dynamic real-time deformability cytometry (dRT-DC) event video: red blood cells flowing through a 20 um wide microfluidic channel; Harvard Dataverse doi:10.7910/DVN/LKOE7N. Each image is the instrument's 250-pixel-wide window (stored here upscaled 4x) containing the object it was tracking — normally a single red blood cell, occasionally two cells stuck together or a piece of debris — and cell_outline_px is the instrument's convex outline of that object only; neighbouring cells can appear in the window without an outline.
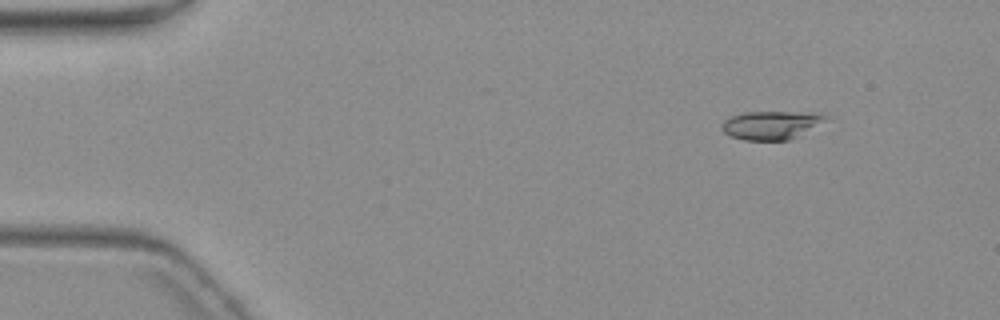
{"species": "common noctule bat (a hibernating species)", "species_latin": "Nyctalus noctula", "temperature_condition": "warm", "stored_images_in_passage": 6, "camera_frame_rate_fps": 3000, "um_per_image_px": 0.085, "animal": {"sex": "female", "body_mass_g": 19.3, "forearm_length_mm": 54.1}, "frame": {"image": 1, "passage_image": 2, "time_ms": 1.333, "image_size_px": [1000, 320], "cell_outline_px": [[828, 120], [788, 140], [744, 140], [732, 136], [724, 132], [720, 128], [720, 124], [724, 120], [732, 116], [744, 112], [820, 112], [828, 116]], "centroid_in_image_um": [65.55, 10.61], "position_along_channel_um": 19.4, "area_um2": 17.22}}
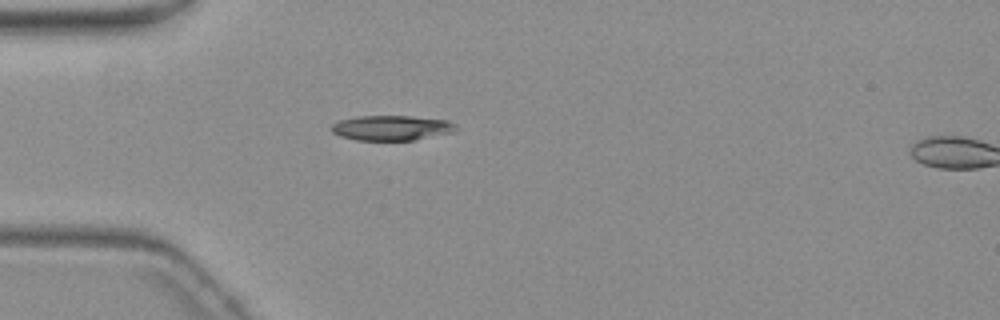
{"frame": {"image": 2, "passage_image": 5, "time_ms": 4.667, "image_size_px": [1000, 320], "cell_outline_px": [[456, 128], [452, 132], [416, 140], [356, 140], [340, 136], [332, 132], [332, 124], [340, 120], [360, 116], [408, 116], [448, 120]], "centroid_in_image_um": [33.25, 10.87], "position_along_channel_um": 51.7, "area_um2": 17.92}}